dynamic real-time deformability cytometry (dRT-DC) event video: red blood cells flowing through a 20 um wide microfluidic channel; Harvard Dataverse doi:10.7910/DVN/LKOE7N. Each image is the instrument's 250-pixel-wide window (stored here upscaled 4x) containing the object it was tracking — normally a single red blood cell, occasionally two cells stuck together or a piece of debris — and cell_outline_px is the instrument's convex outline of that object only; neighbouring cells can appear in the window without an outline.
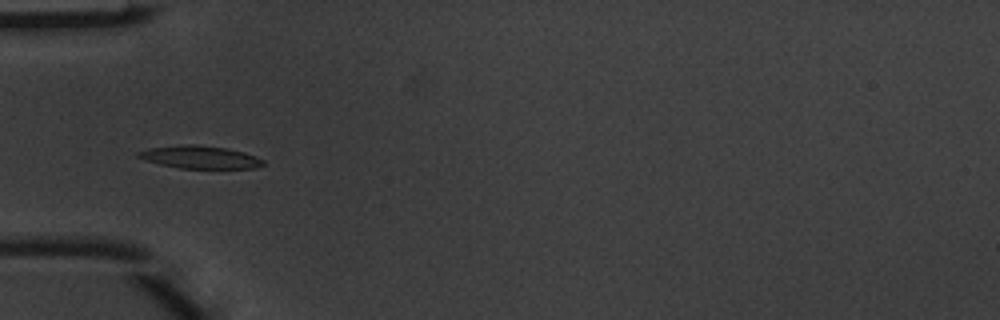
{"species": "common noctule bat (a hibernating species)", "species_latin": "Nyctalus noctula", "temperature_condition": "warm", "stored_images_in_passage": 4, "camera_frame_rate_fps": 3000, "um_per_image_px": 0.085, "animal": {"sex": "male", "body_mass_g": 20.1, "forearm_length_mm": 53.5}, "frame": {"image": 1, "passage_image": 4, "time_ms": 1.0, "image_size_px": [1000, 320], "cell_outline_px": [[264, 164], [256, 168], [180, 168], [160, 164], [144, 160], [136, 156], [136, 152], [148, 148], [188, 144], [192, 144], [224, 148], [244, 152], [256, 156], [264, 160]], "centroid_in_image_um": [16.97, 13.36], "position_along_channel_um": 68.0, "area_um2": 16.42}}